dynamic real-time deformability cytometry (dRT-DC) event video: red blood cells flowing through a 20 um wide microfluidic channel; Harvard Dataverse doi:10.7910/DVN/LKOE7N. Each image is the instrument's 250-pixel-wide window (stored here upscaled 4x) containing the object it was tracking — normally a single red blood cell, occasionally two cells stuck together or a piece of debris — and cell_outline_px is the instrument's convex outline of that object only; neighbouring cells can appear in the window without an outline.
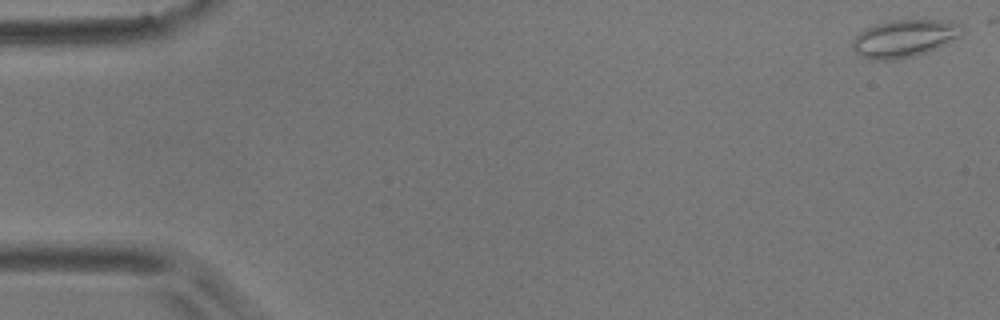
{"species": "common noctule bat (a hibernating species)", "species_latin": "Nyctalus noctula", "temperature_condition": "room temperature", "stored_images_in_passage": 6, "camera_frame_rate_fps": 3000, "um_per_image_px": 0.085, "animal": {"sex": "male", "body_mass_g": 17.9}, "frame": {"image": 1, "passage_image": 1, "time_ms": 0.0, "image_size_px": [1000, 320], "cell_outline_px": [[964, 32], [960, 36], [928, 52], [912, 56], [892, 60], [868, 60], [856, 52], [852, 48], [852, 40], [860, 32], [876, 24], [892, 20], [944, 20], [960, 24], [964, 28]], "centroid_in_image_um": [76.87, 3.27], "position_along_channel_um": 8.1, "area_um2": 23.81}}